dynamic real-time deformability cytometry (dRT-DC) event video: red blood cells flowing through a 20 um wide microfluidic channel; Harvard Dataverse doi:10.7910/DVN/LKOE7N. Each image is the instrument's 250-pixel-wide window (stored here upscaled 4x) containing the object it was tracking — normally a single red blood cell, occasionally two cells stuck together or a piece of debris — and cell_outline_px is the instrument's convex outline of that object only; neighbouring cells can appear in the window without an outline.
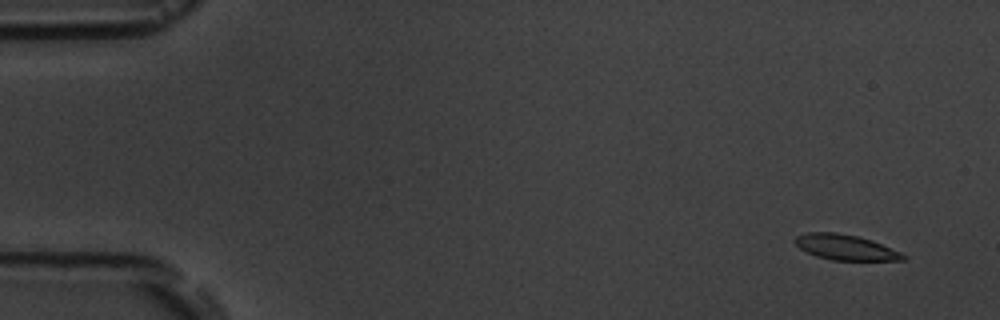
{"species": "common noctule bat (a hibernating species)", "species_latin": "Nyctalus noctula", "temperature_condition": "room temperature", "stored_images_in_passage": 7, "camera_frame_rate_fps": 3000, "um_per_image_px": 0.085, "animal": {"sex": "male", "body_mass_g": 19.5, "forearm_length_mm": 54.6}, "frame": {"image": 1, "passage_image": 2, "time_ms": 1.0, "image_size_px": [1000, 320], "cell_outline_px": [[908, 256], [904, 260], [832, 260], [816, 256], [800, 248], [792, 240], [796, 236], [808, 232], [836, 232], [856, 236], [872, 240], [900, 252]], "centroid_in_image_um": [71.85, 21.02], "position_along_channel_um": 13.1, "area_um2": 15.9}}
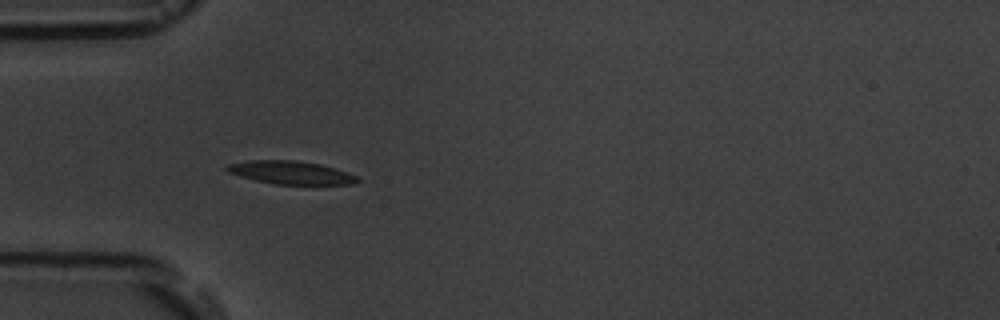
{"frame": {"image": 2, "passage_image": 6, "time_ms": 5.667, "image_size_px": [1000, 320], "cell_outline_px": [[360, 180], [356, 184], [276, 184], [256, 180], [240, 176], [228, 172], [224, 168], [228, 164], [252, 160], [296, 160], [320, 164], [336, 168], [356, 176]], "centroid_in_image_um": [24.73, 14.66], "position_along_channel_um": 60.3, "area_um2": 17.46}}
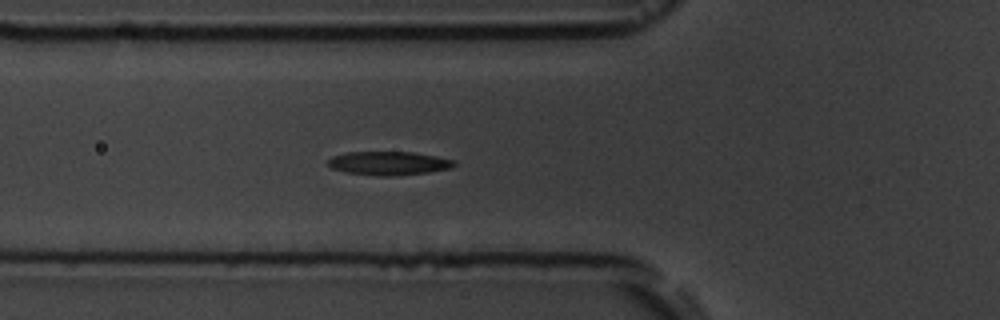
{"frame": {"image": 3, "passage_image": 7, "time_ms": 6.667, "image_size_px": [1000, 320], "cell_outline_px": [[456, 164], [452, 168], [428, 172], [396, 176], [380, 176], [344, 172], [332, 168], [328, 164], [328, 160], [332, 156], [348, 152], [412, 152], [436, 156], [456, 160]], "centroid_in_image_um": [33.06, 13.88], "position_along_channel_um": 92.7, "area_um2": 17.46}}